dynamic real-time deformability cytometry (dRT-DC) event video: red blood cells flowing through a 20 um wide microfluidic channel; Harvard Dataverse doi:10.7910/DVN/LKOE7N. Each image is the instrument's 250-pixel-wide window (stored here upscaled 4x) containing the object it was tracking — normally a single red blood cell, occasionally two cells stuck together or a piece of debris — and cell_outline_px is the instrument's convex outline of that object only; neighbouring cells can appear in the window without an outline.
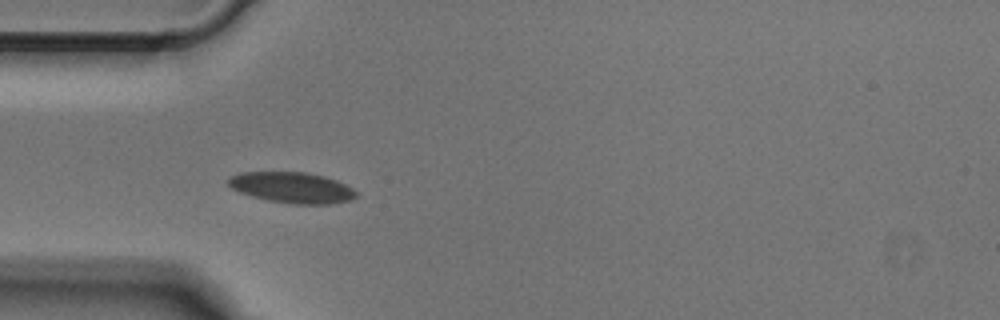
{"species": "Egyptian fruit bat (a non-hibernating species)", "species_latin": "Rousettus aegyptiacus", "temperature_condition": "cold", "stored_images_in_passage": 30, "camera_frame_rate_fps": 3000, "um_per_image_px": 0.085, "animal": {"sex": "male"}, "frame": {"image": 1, "passage_image": 4, "time_ms": 1.0, "image_size_px": [1000, 320], "cell_outline_px": [[356, 196], [348, 200], [328, 204], [292, 204], [268, 200], [252, 196], [240, 192], [232, 188], [228, 184], [228, 180], [232, 176], [240, 172], [304, 172], [324, 176], [336, 180], [352, 188], [356, 192]], "centroid_in_image_um": [24.8, 15.94], "position_along_channel_um": 60.2, "area_um2": 22.72}}
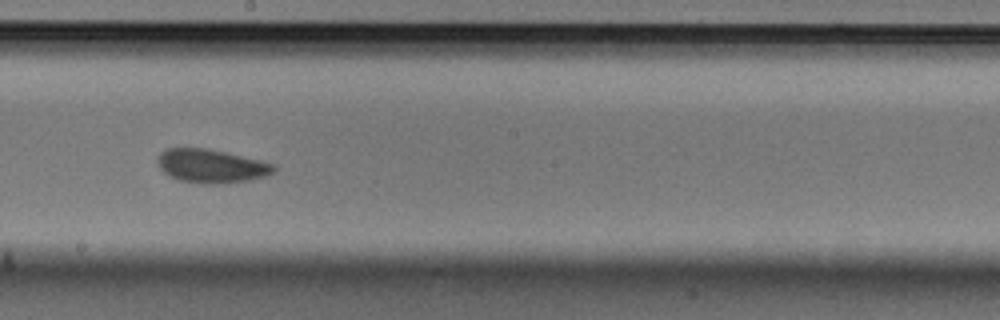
{"frame": {"image": 2, "passage_image": 17, "time_ms": 5.333, "image_size_px": [1000, 320], "cell_outline_px": [[276, 172], [268, 176], [248, 180], [212, 184], [200, 184], [180, 180], [168, 176], [160, 168], [156, 160], [160, 152], [168, 148], [208, 148], [260, 160], [276, 164]], "centroid_in_image_um": [17.97, 14.11], "position_along_channel_um": 230.2, "area_um2": 22.95}}
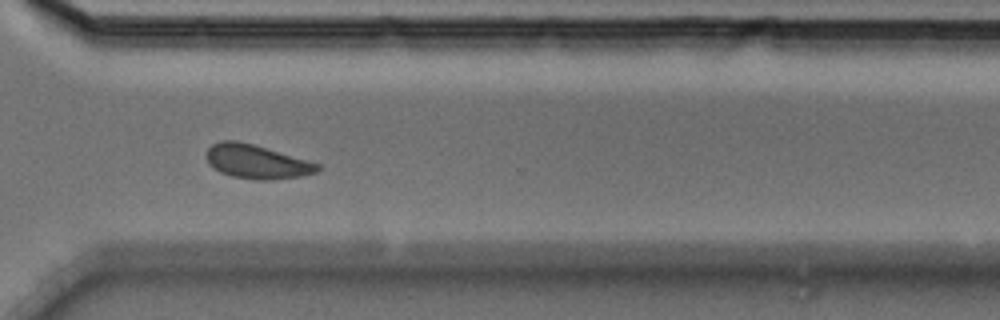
{"frame": {"image": 3, "passage_image": 26, "time_ms": 8.333, "image_size_px": [1000, 320], "cell_outline_px": [[320, 168], [316, 172], [300, 176], [272, 180], [256, 180], [232, 176], [220, 172], [208, 164], [208, 148], [212, 144], [220, 140], [236, 140], [252, 144], [320, 164]], "centroid_in_image_um": [21.8, 13.75], "position_along_channel_um": 348.8, "area_um2": 21.68}}